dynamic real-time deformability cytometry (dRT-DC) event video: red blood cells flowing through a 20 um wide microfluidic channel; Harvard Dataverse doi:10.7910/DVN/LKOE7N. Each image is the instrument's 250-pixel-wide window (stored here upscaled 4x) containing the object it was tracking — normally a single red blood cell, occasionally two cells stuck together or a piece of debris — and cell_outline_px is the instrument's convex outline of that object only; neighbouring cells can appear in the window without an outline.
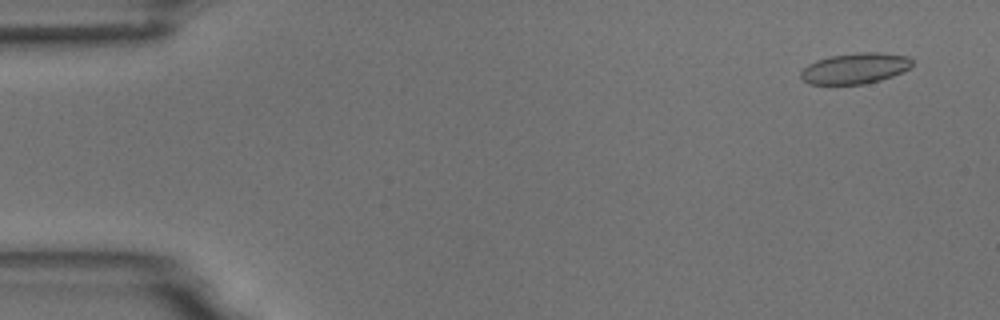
{"species": "common noctule bat (a hibernating species)", "species_latin": "Nyctalus noctula", "temperature_condition": "room temperature", "stored_images_in_passage": 4, "camera_frame_rate_fps": 3000, "um_per_image_px": 0.085, "animal": {"sex": "male", "body_mass_g": 18.8}, "frame": {"image": 1, "passage_image": 1, "time_ms": 0.0, "image_size_px": [1000, 320], "cell_outline_px": [[912, 64], [908, 68], [892, 76], [880, 80], [864, 84], [808, 84], [800, 76], [800, 72], [808, 64], [816, 60], [828, 56], [856, 52], [880, 52], [908, 56], [912, 60]], "centroid_in_image_um": [72.65, 5.8], "position_along_channel_um": 12.3, "area_um2": 20.0}}
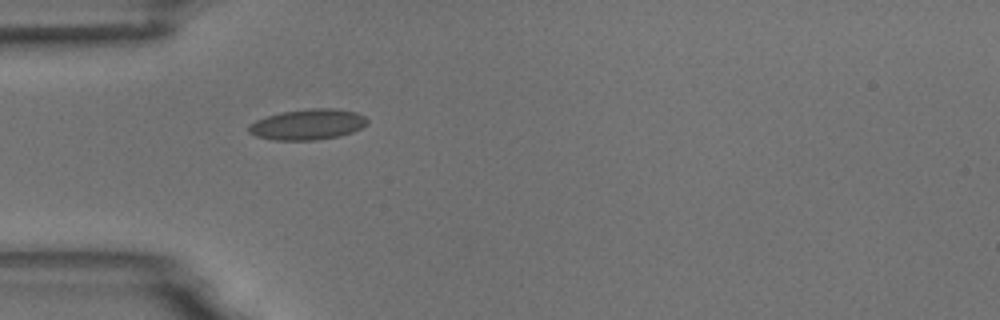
{"frame": {"image": 2, "passage_image": 4, "time_ms": 4.333, "image_size_px": [1000, 320], "cell_outline_px": [[368, 124], [352, 132], [340, 136], [316, 140], [272, 140], [256, 136], [248, 132], [248, 124], [256, 120], [280, 112], [308, 108], [336, 108], [356, 112], [364, 116], [368, 120]], "centroid_in_image_um": [26.15, 10.57], "position_along_channel_um": 58.8, "area_um2": 21.39}}